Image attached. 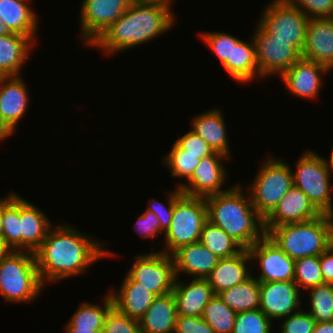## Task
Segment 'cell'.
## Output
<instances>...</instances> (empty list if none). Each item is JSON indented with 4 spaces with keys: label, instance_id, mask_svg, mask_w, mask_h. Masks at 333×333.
<instances>
[{
    "label": "cell",
    "instance_id": "9",
    "mask_svg": "<svg viewBox=\"0 0 333 333\" xmlns=\"http://www.w3.org/2000/svg\"><path fill=\"white\" fill-rule=\"evenodd\" d=\"M264 9L258 24L275 39L290 41L302 53L309 18L288 0H273Z\"/></svg>",
    "mask_w": 333,
    "mask_h": 333
},
{
    "label": "cell",
    "instance_id": "27",
    "mask_svg": "<svg viewBox=\"0 0 333 333\" xmlns=\"http://www.w3.org/2000/svg\"><path fill=\"white\" fill-rule=\"evenodd\" d=\"M33 46L35 43L27 36L0 35V77L19 76Z\"/></svg>",
    "mask_w": 333,
    "mask_h": 333
},
{
    "label": "cell",
    "instance_id": "34",
    "mask_svg": "<svg viewBox=\"0 0 333 333\" xmlns=\"http://www.w3.org/2000/svg\"><path fill=\"white\" fill-rule=\"evenodd\" d=\"M236 312L230 309L218 295L205 306L202 318L216 333H232Z\"/></svg>",
    "mask_w": 333,
    "mask_h": 333
},
{
    "label": "cell",
    "instance_id": "33",
    "mask_svg": "<svg viewBox=\"0 0 333 333\" xmlns=\"http://www.w3.org/2000/svg\"><path fill=\"white\" fill-rule=\"evenodd\" d=\"M102 306L89 302H83L74 312L69 323L76 329L102 330L104 319L108 311L113 307V300L108 292L105 295Z\"/></svg>",
    "mask_w": 333,
    "mask_h": 333
},
{
    "label": "cell",
    "instance_id": "50",
    "mask_svg": "<svg viewBox=\"0 0 333 333\" xmlns=\"http://www.w3.org/2000/svg\"><path fill=\"white\" fill-rule=\"evenodd\" d=\"M12 32L9 30V28L7 27L6 24H4L1 20H0V35H7V34H11Z\"/></svg>",
    "mask_w": 333,
    "mask_h": 333
},
{
    "label": "cell",
    "instance_id": "55",
    "mask_svg": "<svg viewBox=\"0 0 333 333\" xmlns=\"http://www.w3.org/2000/svg\"><path fill=\"white\" fill-rule=\"evenodd\" d=\"M333 148V147H332ZM330 159H326V162H327V164H328V166H329V169L331 170V171H333V149H332V151H331V155H330V157H329Z\"/></svg>",
    "mask_w": 333,
    "mask_h": 333
},
{
    "label": "cell",
    "instance_id": "23",
    "mask_svg": "<svg viewBox=\"0 0 333 333\" xmlns=\"http://www.w3.org/2000/svg\"><path fill=\"white\" fill-rule=\"evenodd\" d=\"M250 262L252 263V260L248 249H244L236 256L219 259L212 272L206 277L214 294L217 295L248 279L252 275L247 268L250 267L248 266Z\"/></svg>",
    "mask_w": 333,
    "mask_h": 333
},
{
    "label": "cell",
    "instance_id": "18",
    "mask_svg": "<svg viewBox=\"0 0 333 333\" xmlns=\"http://www.w3.org/2000/svg\"><path fill=\"white\" fill-rule=\"evenodd\" d=\"M309 198L298 188L292 187L275 209L264 219L266 233L273 227L288 223L305 222L320 216Z\"/></svg>",
    "mask_w": 333,
    "mask_h": 333
},
{
    "label": "cell",
    "instance_id": "3",
    "mask_svg": "<svg viewBox=\"0 0 333 333\" xmlns=\"http://www.w3.org/2000/svg\"><path fill=\"white\" fill-rule=\"evenodd\" d=\"M241 184L206 197L208 220L223 229L244 249L266 235L264 218L254 209L249 193Z\"/></svg>",
    "mask_w": 333,
    "mask_h": 333
},
{
    "label": "cell",
    "instance_id": "14",
    "mask_svg": "<svg viewBox=\"0 0 333 333\" xmlns=\"http://www.w3.org/2000/svg\"><path fill=\"white\" fill-rule=\"evenodd\" d=\"M225 159L230 158L217 152L200 159L188 184L179 183L177 188H180L182 194L202 198L226 192L230 188L222 190L227 178L226 168L222 163Z\"/></svg>",
    "mask_w": 333,
    "mask_h": 333
},
{
    "label": "cell",
    "instance_id": "41",
    "mask_svg": "<svg viewBox=\"0 0 333 333\" xmlns=\"http://www.w3.org/2000/svg\"><path fill=\"white\" fill-rule=\"evenodd\" d=\"M181 195L182 192L180 191V188L176 187L175 191L172 190L168 194V206H165V204L158 200L156 201L155 198H152V200L149 201L146 210L153 212L156 215V217L159 219L160 227L164 232H166L170 227L173 216L174 203Z\"/></svg>",
    "mask_w": 333,
    "mask_h": 333
},
{
    "label": "cell",
    "instance_id": "48",
    "mask_svg": "<svg viewBox=\"0 0 333 333\" xmlns=\"http://www.w3.org/2000/svg\"><path fill=\"white\" fill-rule=\"evenodd\" d=\"M313 333H333V321L316 322Z\"/></svg>",
    "mask_w": 333,
    "mask_h": 333
},
{
    "label": "cell",
    "instance_id": "4",
    "mask_svg": "<svg viewBox=\"0 0 333 333\" xmlns=\"http://www.w3.org/2000/svg\"><path fill=\"white\" fill-rule=\"evenodd\" d=\"M266 234L293 260L319 256L330 246L329 215L273 227Z\"/></svg>",
    "mask_w": 333,
    "mask_h": 333
},
{
    "label": "cell",
    "instance_id": "19",
    "mask_svg": "<svg viewBox=\"0 0 333 333\" xmlns=\"http://www.w3.org/2000/svg\"><path fill=\"white\" fill-rule=\"evenodd\" d=\"M302 58L333 69V18H309Z\"/></svg>",
    "mask_w": 333,
    "mask_h": 333
},
{
    "label": "cell",
    "instance_id": "45",
    "mask_svg": "<svg viewBox=\"0 0 333 333\" xmlns=\"http://www.w3.org/2000/svg\"><path fill=\"white\" fill-rule=\"evenodd\" d=\"M174 333H216L202 318L177 315Z\"/></svg>",
    "mask_w": 333,
    "mask_h": 333
},
{
    "label": "cell",
    "instance_id": "22",
    "mask_svg": "<svg viewBox=\"0 0 333 333\" xmlns=\"http://www.w3.org/2000/svg\"><path fill=\"white\" fill-rule=\"evenodd\" d=\"M52 223L37 206L20 196L21 251L34 253L43 243Z\"/></svg>",
    "mask_w": 333,
    "mask_h": 333
},
{
    "label": "cell",
    "instance_id": "2",
    "mask_svg": "<svg viewBox=\"0 0 333 333\" xmlns=\"http://www.w3.org/2000/svg\"><path fill=\"white\" fill-rule=\"evenodd\" d=\"M170 6L132 0L126 11L90 45L108 55L137 47L166 33L174 24Z\"/></svg>",
    "mask_w": 333,
    "mask_h": 333
},
{
    "label": "cell",
    "instance_id": "38",
    "mask_svg": "<svg viewBox=\"0 0 333 333\" xmlns=\"http://www.w3.org/2000/svg\"><path fill=\"white\" fill-rule=\"evenodd\" d=\"M272 325L260 309L242 311L236 314L232 333H271Z\"/></svg>",
    "mask_w": 333,
    "mask_h": 333
},
{
    "label": "cell",
    "instance_id": "42",
    "mask_svg": "<svg viewBox=\"0 0 333 333\" xmlns=\"http://www.w3.org/2000/svg\"><path fill=\"white\" fill-rule=\"evenodd\" d=\"M282 321L281 333H313L316 324L308 311L300 312V310L283 318Z\"/></svg>",
    "mask_w": 333,
    "mask_h": 333
},
{
    "label": "cell",
    "instance_id": "28",
    "mask_svg": "<svg viewBox=\"0 0 333 333\" xmlns=\"http://www.w3.org/2000/svg\"><path fill=\"white\" fill-rule=\"evenodd\" d=\"M222 66L240 83H248L260 77L253 38L249 43L232 35L231 61H225Z\"/></svg>",
    "mask_w": 333,
    "mask_h": 333
},
{
    "label": "cell",
    "instance_id": "24",
    "mask_svg": "<svg viewBox=\"0 0 333 333\" xmlns=\"http://www.w3.org/2000/svg\"><path fill=\"white\" fill-rule=\"evenodd\" d=\"M122 281L118 291L113 288L109 291L113 306L122 314L139 320L157 296L128 275Z\"/></svg>",
    "mask_w": 333,
    "mask_h": 333
},
{
    "label": "cell",
    "instance_id": "44",
    "mask_svg": "<svg viewBox=\"0 0 333 333\" xmlns=\"http://www.w3.org/2000/svg\"><path fill=\"white\" fill-rule=\"evenodd\" d=\"M175 143L182 149V154L200 155V159L214 153L207 142L192 130L179 137Z\"/></svg>",
    "mask_w": 333,
    "mask_h": 333
},
{
    "label": "cell",
    "instance_id": "10",
    "mask_svg": "<svg viewBox=\"0 0 333 333\" xmlns=\"http://www.w3.org/2000/svg\"><path fill=\"white\" fill-rule=\"evenodd\" d=\"M135 259L126 273L133 281L156 296L173 291L176 275L172 255L157 251L139 254Z\"/></svg>",
    "mask_w": 333,
    "mask_h": 333
},
{
    "label": "cell",
    "instance_id": "47",
    "mask_svg": "<svg viewBox=\"0 0 333 333\" xmlns=\"http://www.w3.org/2000/svg\"><path fill=\"white\" fill-rule=\"evenodd\" d=\"M320 267L324 283L333 284V249L330 246L320 254Z\"/></svg>",
    "mask_w": 333,
    "mask_h": 333
},
{
    "label": "cell",
    "instance_id": "51",
    "mask_svg": "<svg viewBox=\"0 0 333 333\" xmlns=\"http://www.w3.org/2000/svg\"><path fill=\"white\" fill-rule=\"evenodd\" d=\"M330 220V247L333 249V214L329 215Z\"/></svg>",
    "mask_w": 333,
    "mask_h": 333
},
{
    "label": "cell",
    "instance_id": "5",
    "mask_svg": "<svg viewBox=\"0 0 333 333\" xmlns=\"http://www.w3.org/2000/svg\"><path fill=\"white\" fill-rule=\"evenodd\" d=\"M44 288L35 255L9 250L0 259V294L7 302H31Z\"/></svg>",
    "mask_w": 333,
    "mask_h": 333
},
{
    "label": "cell",
    "instance_id": "36",
    "mask_svg": "<svg viewBox=\"0 0 333 333\" xmlns=\"http://www.w3.org/2000/svg\"><path fill=\"white\" fill-rule=\"evenodd\" d=\"M294 282L299 289H308L324 284L320 267V255L308 256L295 260Z\"/></svg>",
    "mask_w": 333,
    "mask_h": 333
},
{
    "label": "cell",
    "instance_id": "30",
    "mask_svg": "<svg viewBox=\"0 0 333 333\" xmlns=\"http://www.w3.org/2000/svg\"><path fill=\"white\" fill-rule=\"evenodd\" d=\"M217 295L236 313L260 309V282L252 275Z\"/></svg>",
    "mask_w": 333,
    "mask_h": 333
},
{
    "label": "cell",
    "instance_id": "43",
    "mask_svg": "<svg viewBox=\"0 0 333 333\" xmlns=\"http://www.w3.org/2000/svg\"><path fill=\"white\" fill-rule=\"evenodd\" d=\"M308 18H333V0H288Z\"/></svg>",
    "mask_w": 333,
    "mask_h": 333
},
{
    "label": "cell",
    "instance_id": "7",
    "mask_svg": "<svg viewBox=\"0 0 333 333\" xmlns=\"http://www.w3.org/2000/svg\"><path fill=\"white\" fill-rule=\"evenodd\" d=\"M285 161L270 157L262 163L249 186L254 209L265 219L294 187L293 170Z\"/></svg>",
    "mask_w": 333,
    "mask_h": 333
},
{
    "label": "cell",
    "instance_id": "15",
    "mask_svg": "<svg viewBox=\"0 0 333 333\" xmlns=\"http://www.w3.org/2000/svg\"><path fill=\"white\" fill-rule=\"evenodd\" d=\"M300 291L294 280L260 282V310L271 321L282 320L300 309Z\"/></svg>",
    "mask_w": 333,
    "mask_h": 333
},
{
    "label": "cell",
    "instance_id": "29",
    "mask_svg": "<svg viewBox=\"0 0 333 333\" xmlns=\"http://www.w3.org/2000/svg\"><path fill=\"white\" fill-rule=\"evenodd\" d=\"M31 1L0 0V20L12 33L27 36L35 43L39 23L36 12L28 5Z\"/></svg>",
    "mask_w": 333,
    "mask_h": 333
},
{
    "label": "cell",
    "instance_id": "40",
    "mask_svg": "<svg viewBox=\"0 0 333 333\" xmlns=\"http://www.w3.org/2000/svg\"><path fill=\"white\" fill-rule=\"evenodd\" d=\"M202 40L218 57L221 64L231 61L232 34L221 32H205L201 35Z\"/></svg>",
    "mask_w": 333,
    "mask_h": 333
},
{
    "label": "cell",
    "instance_id": "1",
    "mask_svg": "<svg viewBox=\"0 0 333 333\" xmlns=\"http://www.w3.org/2000/svg\"><path fill=\"white\" fill-rule=\"evenodd\" d=\"M34 255L39 278L45 287L49 282L83 274L95 261L114 254L103 248V241L60 223L49 229Z\"/></svg>",
    "mask_w": 333,
    "mask_h": 333
},
{
    "label": "cell",
    "instance_id": "25",
    "mask_svg": "<svg viewBox=\"0 0 333 333\" xmlns=\"http://www.w3.org/2000/svg\"><path fill=\"white\" fill-rule=\"evenodd\" d=\"M223 117L219 109L198 114L191 122V130L207 142L214 152L230 158V146Z\"/></svg>",
    "mask_w": 333,
    "mask_h": 333
},
{
    "label": "cell",
    "instance_id": "37",
    "mask_svg": "<svg viewBox=\"0 0 333 333\" xmlns=\"http://www.w3.org/2000/svg\"><path fill=\"white\" fill-rule=\"evenodd\" d=\"M200 162V155L182 154V149L174 142L171 151L163 157V164L171 170V176L188 181Z\"/></svg>",
    "mask_w": 333,
    "mask_h": 333
},
{
    "label": "cell",
    "instance_id": "12",
    "mask_svg": "<svg viewBox=\"0 0 333 333\" xmlns=\"http://www.w3.org/2000/svg\"><path fill=\"white\" fill-rule=\"evenodd\" d=\"M132 0H83L80 29L83 44L91 45L129 7Z\"/></svg>",
    "mask_w": 333,
    "mask_h": 333
},
{
    "label": "cell",
    "instance_id": "35",
    "mask_svg": "<svg viewBox=\"0 0 333 333\" xmlns=\"http://www.w3.org/2000/svg\"><path fill=\"white\" fill-rule=\"evenodd\" d=\"M309 314L316 322L333 321V284H321L308 289Z\"/></svg>",
    "mask_w": 333,
    "mask_h": 333
},
{
    "label": "cell",
    "instance_id": "21",
    "mask_svg": "<svg viewBox=\"0 0 333 333\" xmlns=\"http://www.w3.org/2000/svg\"><path fill=\"white\" fill-rule=\"evenodd\" d=\"M172 258L176 277L183 273L193 278H206L220 259L200 241L180 247Z\"/></svg>",
    "mask_w": 333,
    "mask_h": 333
},
{
    "label": "cell",
    "instance_id": "31",
    "mask_svg": "<svg viewBox=\"0 0 333 333\" xmlns=\"http://www.w3.org/2000/svg\"><path fill=\"white\" fill-rule=\"evenodd\" d=\"M2 198V236L9 250L21 251L20 233V195L9 192Z\"/></svg>",
    "mask_w": 333,
    "mask_h": 333
},
{
    "label": "cell",
    "instance_id": "6",
    "mask_svg": "<svg viewBox=\"0 0 333 333\" xmlns=\"http://www.w3.org/2000/svg\"><path fill=\"white\" fill-rule=\"evenodd\" d=\"M207 220L205 198L182 194L174 203L172 221L164 233L165 246L159 252L172 255L180 247L200 241Z\"/></svg>",
    "mask_w": 333,
    "mask_h": 333
},
{
    "label": "cell",
    "instance_id": "13",
    "mask_svg": "<svg viewBox=\"0 0 333 333\" xmlns=\"http://www.w3.org/2000/svg\"><path fill=\"white\" fill-rule=\"evenodd\" d=\"M252 262L256 259L260 265V273L256 277L259 282L294 280L295 260L289 257L266 234L248 249Z\"/></svg>",
    "mask_w": 333,
    "mask_h": 333
},
{
    "label": "cell",
    "instance_id": "54",
    "mask_svg": "<svg viewBox=\"0 0 333 333\" xmlns=\"http://www.w3.org/2000/svg\"><path fill=\"white\" fill-rule=\"evenodd\" d=\"M134 1H146V2H159V3H164L170 7H172L173 0H134Z\"/></svg>",
    "mask_w": 333,
    "mask_h": 333
},
{
    "label": "cell",
    "instance_id": "16",
    "mask_svg": "<svg viewBox=\"0 0 333 333\" xmlns=\"http://www.w3.org/2000/svg\"><path fill=\"white\" fill-rule=\"evenodd\" d=\"M27 91V85L20 75L0 77V124L10 135H13L20 119L27 112Z\"/></svg>",
    "mask_w": 333,
    "mask_h": 333
},
{
    "label": "cell",
    "instance_id": "26",
    "mask_svg": "<svg viewBox=\"0 0 333 333\" xmlns=\"http://www.w3.org/2000/svg\"><path fill=\"white\" fill-rule=\"evenodd\" d=\"M176 318V301L170 292L157 296L138 321L141 333H174Z\"/></svg>",
    "mask_w": 333,
    "mask_h": 333
},
{
    "label": "cell",
    "instance_id": "20",
    "mask_svg": "<svg viewBox=\"0 0 333 333\" xmlns=\"http://www.w3.org/2000/svg\"><path fill=\"white\" fill-rule=\"evenodd\" d=\"M179 278L180 276L176 277L172 291L176 301L177 315L202 316L205 306L215 295L212 287L206 278H193L186 284Z\"/></svg>",
    "mask_w": 333,
    "mask_h": 333
},
{
    "label": "cell",
    "instance_id": "32",
    "mask_svg": "<svg viewBox=\"0 0 333 333\" xmlns=\"http://www.w3.org/2000/svg\"><path fill=\"white\" fill-rule=\"evenodd\" d=\"M200 242L220 259L236 256L244 250L223 229L209 220L202 228Z\"/></svg>",
    "mask_w": 333,
    "mask_h": 333
},
{
    "label": "cell",
    "instance_id": "17",
    "mask_svg": "<svg viewBox=\"0 0 333 333\" xmlns=\"http://www.w3.org/2000/svg\"><path fill=\"white\" fill-rule=\"evenodd\" d=\"M330 70L321 64L304 58L295 62L280 78L287 90L298 98L314 99L318 97L324 83L321 76Z\"/></svg>",
    "mask_w": 333,
    "mask_h": 333
},
{
    "label": "cell",
    "instance_id": "52",
    "mask_svg": "<svg viewBox=\"0 0 333 333\" xmlns=\"http://www.w3.org/2000/svg\"><path fill=\"white\" fill-rule=\"evenodd\" d=\"M11 136L5 128L0 124V140L3 141L5 139H8V137Z\"/></svg>",
    "mask_w": 333,
    "mask_h": 333
},
{
    "label": "cell",
    "instance_id": "49",
    "mask_svg": "<svg viewBox=\"0 0 333 333\" xmlns=\"http://www.w3.org/2000/svg\"><path fill=\"white\" fill-rule=\"evenodd\" d=\"M65 328V333H102V330L76 329L69 322H67Z\"/></svg>",
    "mask_w": 333,
    "mask_h": 333
},
{
    "label": "cell",
    "instance_id": "8",
    "mask_svg": "<svg viewBox=\"0 0 333 333\" xmlns=\"http://www.w3.org/2000/svg\"><path fill=\"white\" fill-rule=\"evenodd\" d=\"M296 172H293L294 187L300 189L321 214H333L329 166L326 158L313 150L299 157ZM331 186V187H330Z\"/></svg>",
    "mask_w": 333,
    "mask_h": 333
},
{
    "label": "cell",
    "instance_id": "56",
    "mask_svg": "<svg viewBox=\"0 0 333 333\" xmlns=\"http://www.w3.org/2000/svg\"><path fill=\"white\" fill-rule=\"evenodd\" d=\"M2 236V198H0V239Z\"/></svg>",
    "mask_w": 333,
    "mask_h": 333
},
{
    "label": "cell",
    "instance_id": "53",
    "mask_svg": "<svg viewBox=\"0 0 333 333\" xmlns=\"http://www.w3.org/2000/svg\"><path fill=\"white\" fill-rule=\"evenodd\" d=\"M9 251L2 239H0V259Z\"/></svg>",
    "mask_w": 333,
    "mask_h": 333
},
{
    "label": "cell",
    "instance_id": "46",
    "mask_svg": "<svg viewBox=\"0 0 333 333\" xmlns=\"http://www.w3.org/2000/svg\"><path fill=\"white\" fill-rule=\"evenodd\" d=\"M134 229L139 233L142 238L156 237L158 234L165 233L161 227L159 219L153 212L145 210L139 215L136 223L134 224Z\"/></svg>",
    "mask_w": 333,
    "mask_h": 333
},
{
    "label": "cell",
    "instance_id": "11",
    "mask_svg": "<svg viewBox=\"0 0 333 333\" xmlns=\"http://www.w3.org/2000/svg\"><path fill=\"white\" fill-rule=\"evenodd\" d=\"M256 27L252 38L260 78L264 79L273 74L281 76L302 58L301 52L291 45L290 41L275 39L274 35L266 32L258 23Z\"/></svg>",
    "mask_w": 333,
    "mask_h": 333
},
{
    "label": "cell",
    "instance_id": "39",
    "mask_svg": "<svg viewBox=\"0 0 333 333\" xmlns=\"http://www.w3.org/2000/svg\"><path fill=\"white\" fill-rule=\"evenodd\" d=\"M102 333H141L139 321L122 314L114 306L108 311Z\"/></svg>",
    "mask_w": 333,
    "mask_h": 333
}]
</instances>
